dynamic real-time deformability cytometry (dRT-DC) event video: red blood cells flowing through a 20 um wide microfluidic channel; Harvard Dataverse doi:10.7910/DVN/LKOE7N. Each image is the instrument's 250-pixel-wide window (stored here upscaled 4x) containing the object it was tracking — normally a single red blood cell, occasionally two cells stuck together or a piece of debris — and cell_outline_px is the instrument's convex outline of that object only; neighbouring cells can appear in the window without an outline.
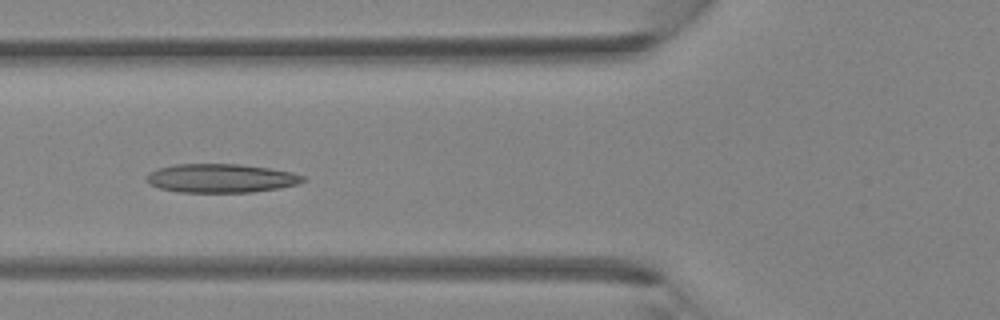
{"species": "Egyptian fruit bat (a non-hibernating species)", "species_latin": "Rousettus aegyptiacus", "temperature_condition": "room temperature", "stored_images_in_passage": 28, "camera_frame_rate_fps": 3000, "um_per_image_px": 0.085, "animal": {"sex": "female"}, "frame": {"image": 1, "passage_image": 3, "time_ms": 0.667, "image_size_px": [1000, 320], "cell_outline_px": [[304, 180], [296, 184], [280, 188], [252, 192], [180, 192], [160, 188], [148, 184], [144, 180], [148, 172], [156, 168], [176, 164], [240, 164], [268, 168], [292, 172], [304, 176]], "centroid_in_image_um": [18.72, 15.14], "position_along_channel_um": 107.1, "area_um2": 26.3}}
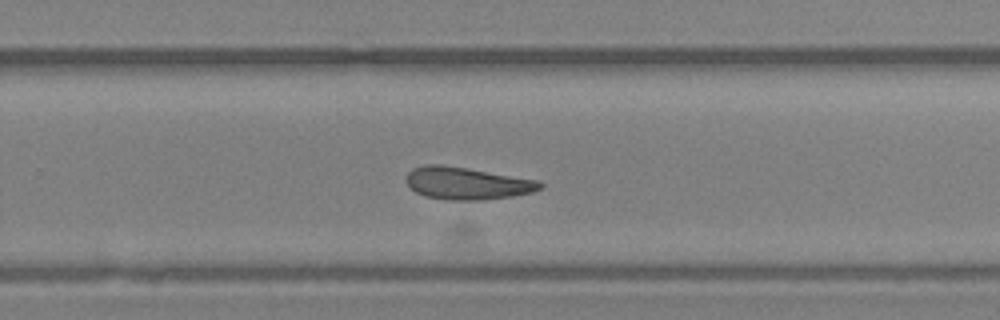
{"frame": {"image": 2, "passage_image": 14, "time_ms": 4.333, "image_size_px": [1000, 320], "cell_outline_px": [[544, 188], [532, 192], [512, 196], [480, 200], [448, 200], [424, 196], [416, 192], [404, 180], [404, 176], [412, 168], [424, 164], [440, 164], [540, 180], [544, 184]], "centroid_in_image_um": [39.68, 15.58], "position_along_channel_um": 290.1, "area_um2": 25.37}}
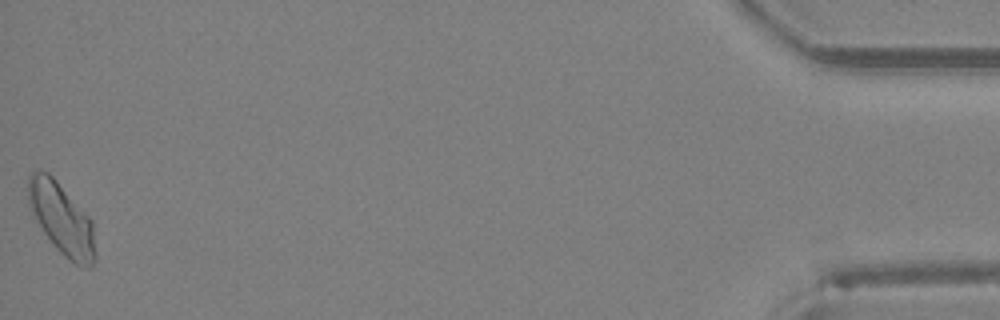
{"frame": {"image": 3, "passage_image": 28, "time_ms": 9.0, "image_size_px": [1000, 320], "cell_outline_px": [[96, 260], [92, 268], [84, 268], [68, 260], [56, 248], [44, 232], [36, 220], [28, 204], [28, 176], [36, 168], [48, 172], [56, 180], [92, 220], [96, 256]], "centroid_in_image_um": [5.25, 18.62], "position_along_channel_um": 430.0, "area_um2": 28.03}}